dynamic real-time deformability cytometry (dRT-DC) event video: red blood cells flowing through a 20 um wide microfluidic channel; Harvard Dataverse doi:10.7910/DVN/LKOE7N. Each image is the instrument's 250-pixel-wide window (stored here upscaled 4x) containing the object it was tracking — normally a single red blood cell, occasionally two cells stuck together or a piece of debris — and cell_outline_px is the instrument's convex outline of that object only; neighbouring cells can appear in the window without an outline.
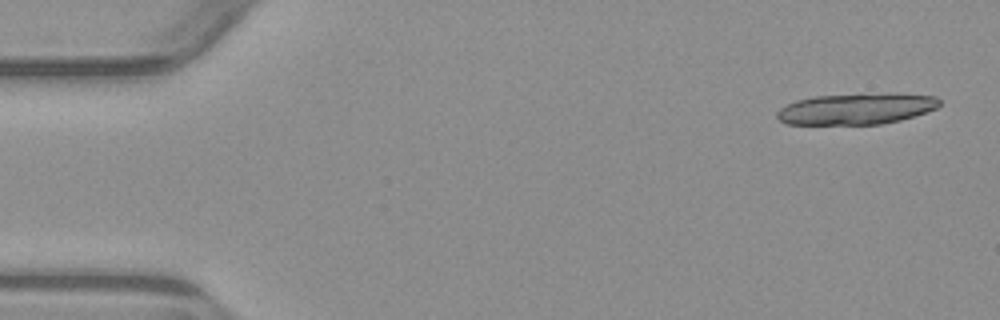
{"species": "common noctule bat (a hibernating species)", "species_latin": "Nyctalus noctula", "temperature_condition": "warm", "stored_images_in_passage": 6, "camera_frame_rate_fps": 3000, "um_per_image_px": 0.085, "animal": {"sex": "male", "body_mass_g": 23.1, "forearm_length_mm": 52.7}, "frame": {"image": 1, "passage_image": 1, "time_ms": 0.0, "image_size_px": [1000, 320], "cell_outline_px": [[940, 104], [936, 108], [900, 120], [880, 124], [784, 124], [776, 116], [776, 112], [780, 108], [796, 100], [812, 96], [860, 92], [896, 92], [936, 96], [940, 100]], "centroid_in_image_um": [72.79, 9.21], "position_along_channel_um": 12.2, "area_um2": 30.23}}
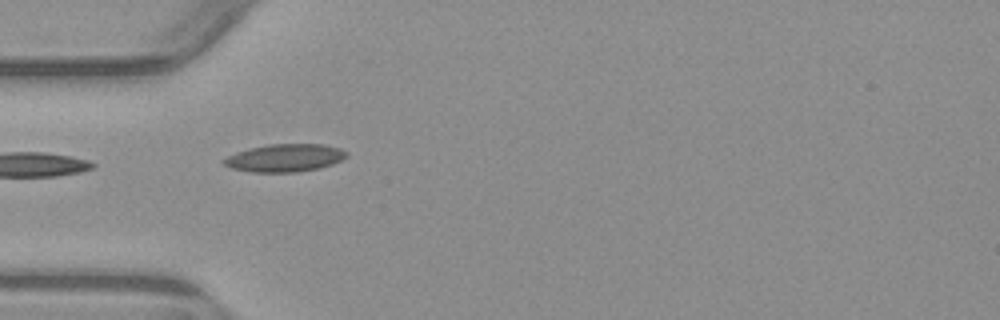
{"frame": {"image": 2, "passage_image": 5, "time_ms": 4.667, "image_size_px": [1000, 320], "cell_outline_px": [[348, 156], [332, 164], [320, 168], [296, 172], [252, 172], [232, 168], [224, 164], [220, 160], [236, 152], [268, 144], [324, 144], [340, 148], [348, 152]], "centroid_in_image_um": [24.23, 13.42], "position_along_channel_um": 60.8, "area_um2": 19.83}}
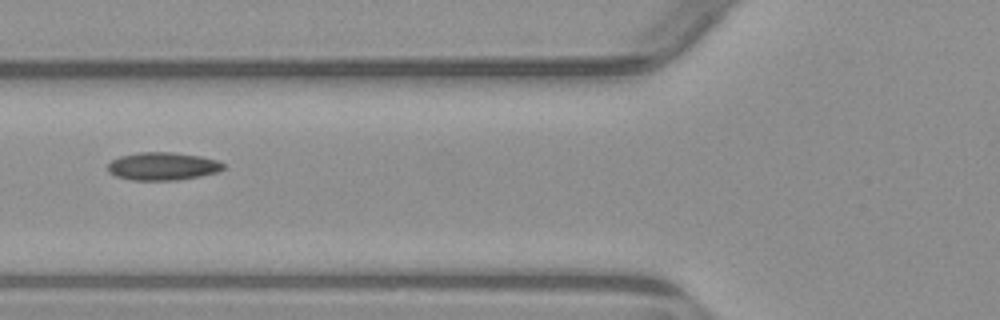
{"frame": {"image": 3, "passage_image": 6, "time_ms": 6.0, "image_size_px": [1000, 320], "cell_outline_px": [[224, 168], [216, 172], [200, 176], [180, 180], [132, 180], [116, 176], [108, 172], [108, 164], [112, 160], [120, 156], [140, 152], [172, 152], [200, 156], [216, 160], [224, 164]], "centroid_in_image_um": [13.81, 14.13], "position_along_channel_um": 112.0, "area_um2": 18.73}}